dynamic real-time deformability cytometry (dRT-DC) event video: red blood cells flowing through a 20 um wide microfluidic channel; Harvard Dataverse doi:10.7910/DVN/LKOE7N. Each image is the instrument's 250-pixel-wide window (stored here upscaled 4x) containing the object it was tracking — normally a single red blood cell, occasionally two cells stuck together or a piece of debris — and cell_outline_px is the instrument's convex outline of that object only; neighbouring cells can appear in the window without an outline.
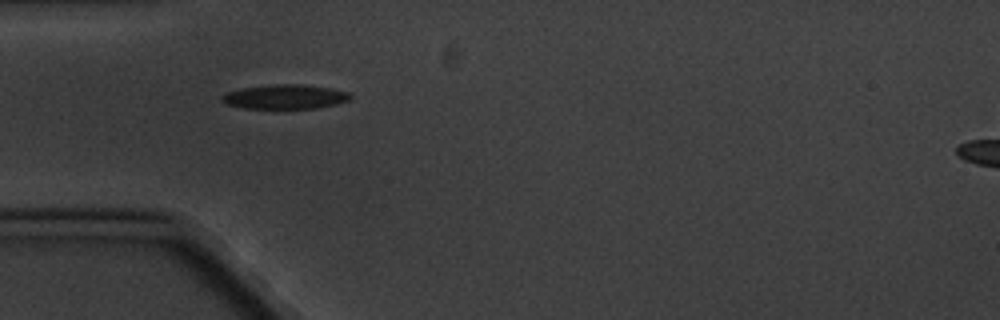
{"species": "common noctule bat (a hibernating species)", "species_latin": "Nyctalus noctula", "temperature_condition": "cold", "stored_images_in_passage": 1, "camera_frame_rate_fps": 3000, "um_per_image_px": 0.085, "animal": {"sex": "male", "body_mass_g": 20.1, "forearm_length_mm": 53.5}, "frame": {"image": 1, "passage_image": 1, "time_ms": 0.0, "image_size_px": [1000, 320], "cell_outline_px": [[352, 96], [348, 100], [336, 104], [316, 108], [244, 108], [228, 104], [220, 100], [220, 96], [228, 92], [240, 88], [272, 84], [300, 84], [332, 88], [348, 92]], "centroid_in_image_um": [24.22, 8.21], "position_along_channel_um": 60.8, "area_um2": 18.21}}